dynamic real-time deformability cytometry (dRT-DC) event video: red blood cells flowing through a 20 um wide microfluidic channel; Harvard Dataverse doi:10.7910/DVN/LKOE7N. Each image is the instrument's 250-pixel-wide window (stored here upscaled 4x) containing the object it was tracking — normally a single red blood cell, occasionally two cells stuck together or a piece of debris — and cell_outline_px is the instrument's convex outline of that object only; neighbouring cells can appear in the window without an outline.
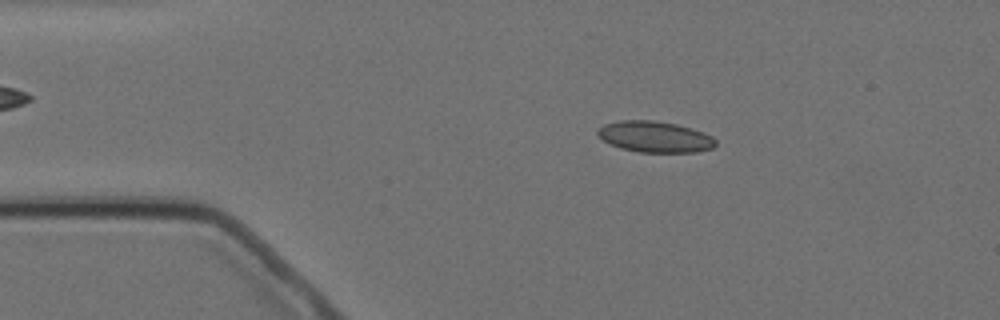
{"species": "Egyptian fruit bat (a non-hibernating species)", "species_latin": "Rousettus aegyptiacus", "temperature_condition": "cold", "stored_images_in_passage": 4, "camera_frame_rate_fps": 3000, "um_per_image_px": 0.085, "animal": {"sex": "female"}, "frame": {"image": 1, "passage_image": 2, "time_ms": 1.333, "image_size_px": [1000, 320], "cell_outline_px": [[716, 144], [712, 148], [696, 152], [640, 152], [620, 148], [604, 140], [596, 132], [596, 128], [604, 124], [620, 120], [652, 120], [676, 124], [692, 128], [704, 132], [712, 136], [716, 140]], "centroid_in_image_um": [55.67, 11.62], "position_along_channel_um": 29.3, "area_um2": 21.39}}
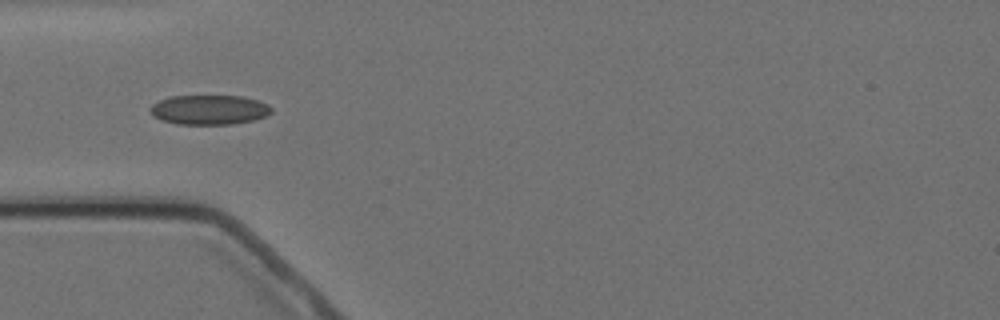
{"frame": {"image": 2, "passage_image": 4, "time_ms": 3.667, "image_size_px": [1000, 320], "cell_outline_px": [[272, 112], [268, 116], [252, 120], [232, 124], [176, 124], [160, 120], [152, 116], [148, 108], [152, 104], [160, 100], [172, 96], [244, 96], [268, 104], [272, 108]], "centroid_in_image_um": [17.77, 9.33], "position_along_channel_um": 67.2, "area_um2": 21.1}}